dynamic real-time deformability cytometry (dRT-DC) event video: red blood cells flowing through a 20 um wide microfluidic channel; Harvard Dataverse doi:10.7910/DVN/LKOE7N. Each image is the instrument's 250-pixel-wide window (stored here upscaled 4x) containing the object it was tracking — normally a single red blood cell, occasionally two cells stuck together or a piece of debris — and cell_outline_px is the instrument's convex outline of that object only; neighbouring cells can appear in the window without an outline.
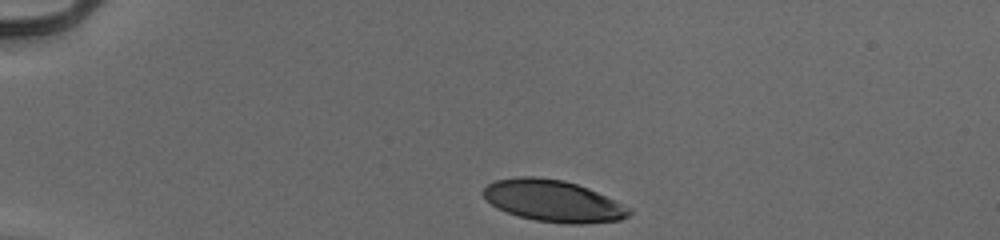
{"species": "human", "species_latin": "Homo sapiens", "temperature_condition": "cold", "stored_images_in_passage": 34, "camera_frame_rate_fps": 3000, "um_per_image_px": 0.085, "donor": {"sex": "male"}, "frame": {"image": 1, "passage_image": 1, "time_ms": 0.0, "image_size_px": [1000, 240], "cell_outline_px": [[632, 212], [628, 216], [620, 220], [584, 224], [568, 224], [536, 220], [520, 216], [496, 208], [480, 192], [488, 184], [496, 180], [520, 176], [536, 176], [564, 180], [588, 188], [632, 208]], "centroid_in_image_um": [47.03, 17.07], "position_along_channel_um": 38.0, "area_um2": 35.37}}
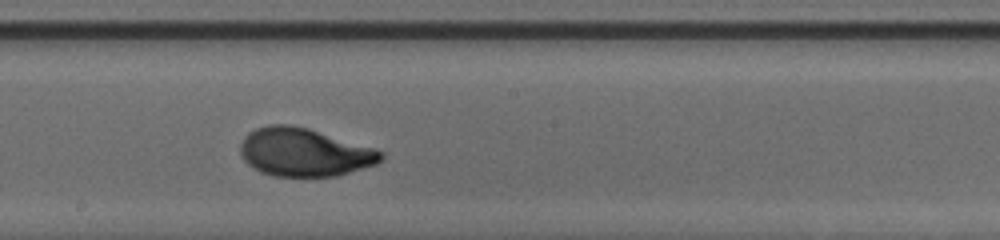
{"frame": {"image": 2, "passage_image": 20, "time_ms": 6.333, "image_size_px": [1000, 240], "cell_outline_px": [[384, 160], [376, 164], [336, 176], [272, 176], [260, 172], [248, 164], [244, 160], [240, 152], [240, 144], [244, 136], [248, 132], [256, 128], [268, 124], [288, 124], [308, 128], [376, 148], [384, 152]], "centroid_in_image_um": [25.87, 12.93], "position_along_channel_um": 222.3, "area_um2": 39.77}}
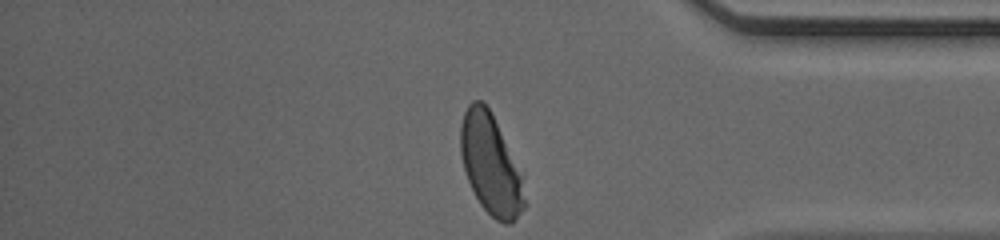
{"frame": {"image": 3, "passage_image": 34, "time_ms": 11.0, "image_size_px": [1000, 240], "cell_outline_px": [[528, 204], [512, 224], [504, 224], [496, 220], [480, 204], [468, 180], [464, 168], [460, 152], [460, 124], [464, 112], [468, 104], [472, 100], [480, 100], [488, 108], [496, 124], [520, 176]], "centroid_in_image_um": [41.68, 14.04], "position_along_channel_um": 393.5, "area_um2": 36.36}, "authors_computed_cell_mechanics": {"area_um2": 38.4948, "velocity_mm_per_s": 3.9438, "shape_relaxation_time_tau1_ms": 2.8747, "shape_relaxation_time_tau2_ms": null, "deformation_change_tau1": 0.1791, "deformation_change_tau2": null}}